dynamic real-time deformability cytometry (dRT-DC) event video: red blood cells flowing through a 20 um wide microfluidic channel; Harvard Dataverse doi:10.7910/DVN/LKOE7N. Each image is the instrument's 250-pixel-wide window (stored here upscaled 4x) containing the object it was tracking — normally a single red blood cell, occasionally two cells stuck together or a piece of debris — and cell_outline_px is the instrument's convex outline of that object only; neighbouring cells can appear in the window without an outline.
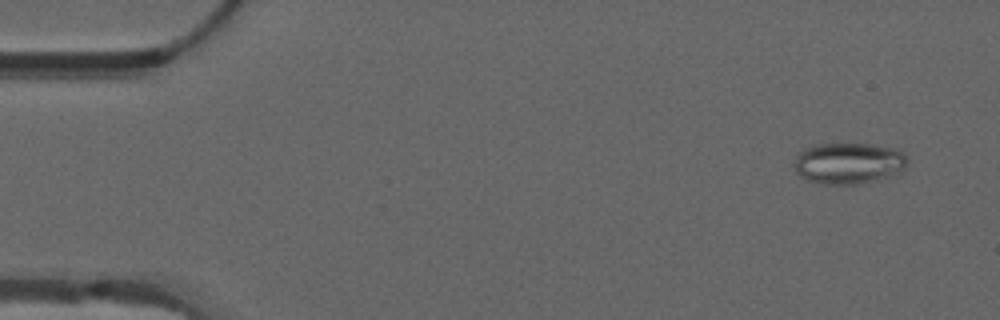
{"species": "common noctule bat (a hibernating species)", "species_latin": "Nyctalus noctula", "temperature_condition": "warm", "stored_images_in_passage": 55, "camera_frame_rate_fps": 3000, "um_per_image_px": 0.085, "animal": {"sex": "male", "forearm_length_mm": 52.5}, "frame": {"image": 1, "passage_image": 4, "time_ms": 1.0, "image_size_px": [1000, 320], "cell_outline_px": [[908, 160], [904, 168], [888, 176], [876, 180], [856, 184], [824, 184], [804, 180], [796, 172], [796, 156], [804, 148], [812, 144], [872, 144], [896, 148], [904, 152]], "centroid_in_image_um": [72.12, 13.86], "position_along_channel_um": 12.9, "area_um2": 27.22}}
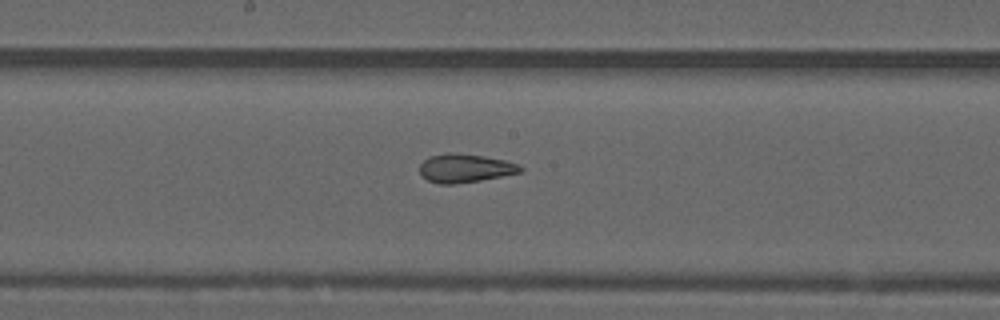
{"frame": {"image": 2, "passage_image": 29, "time_ms": 9.333, "image_size_px": [1000, 320], "cell_outline_px": [[524, 168], [520, 172], [480, 180], [456, 184], [440, 184], [428, 180], [420, 176], [420, 164], [428, 156], [448, 152], [452, 152], [484, 156], [504, 160], [520, 164]], "centroid_in_image_um": [39.5, 14.29], "position_along_channel_um": 208.7, "area_um2": 16.82}}
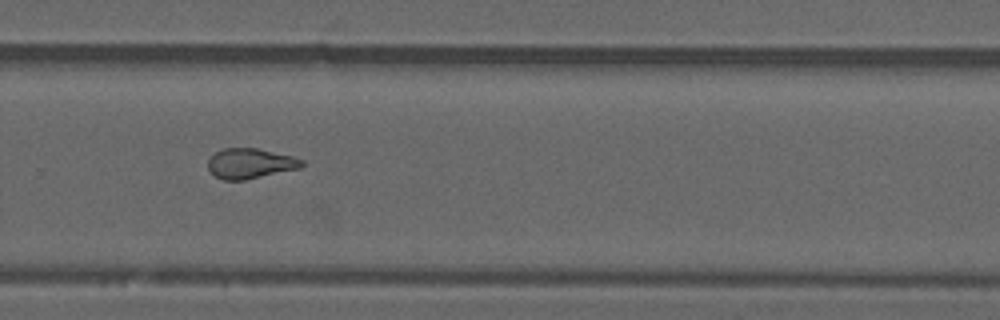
{"frame": {"image": 3, "passage_image": 37, "time_ms": 12.0, "image_size_px": [1000, 320], "cell_outline_px": [[304, 164], [300, 168], [244, 180], [224, 180], [216, 176], [208, 168], [208, 160], [216, 152], [224, 148], [256, 148], [292, 156], [304, 160]], "centroid_in_image_um": [21.28, 13.89], "position_along_channel_um": 308.5, "area_um2": 16.3}, "authors_computed_cell_mechanics": {"area_um2": 18.2648, "velocity_mm_per_s": 3.7696, "shape_relaxation_time_tau1_ms": null, "shape_relaxation_time_tau2_ms": 2.1476, "deformation_change_tau1": null, "deformation_change_tau2": 0.097}}